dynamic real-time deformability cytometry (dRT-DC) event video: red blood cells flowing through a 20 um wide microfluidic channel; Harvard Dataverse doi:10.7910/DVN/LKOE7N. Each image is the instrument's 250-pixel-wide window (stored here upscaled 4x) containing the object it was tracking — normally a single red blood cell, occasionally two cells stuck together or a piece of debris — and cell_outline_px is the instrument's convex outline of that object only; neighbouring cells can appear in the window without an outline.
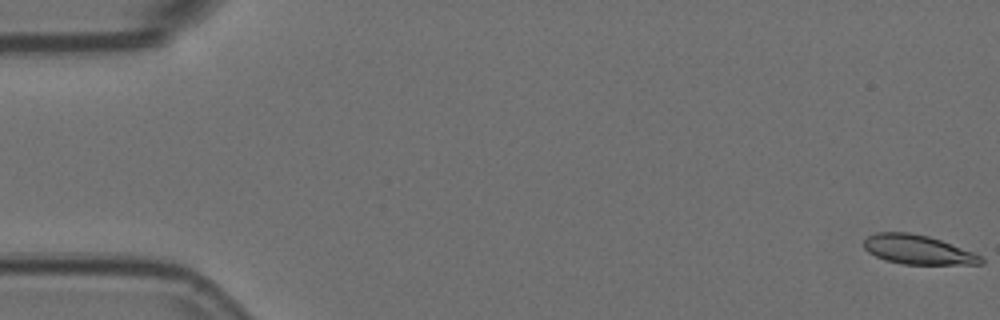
{"species": "Egyptian fruit bat (a non-hibernating species)", "species_latin": "Rousettus aegyptiacus", "temperature_condition": "room temperature", "stored_images_in_passage": 58, "segment_of_instrument_passage": [1, 2], "camera_frame_rate_fps": 3000, "um_per_image_px": 0.085, "animal": {"sex": "female"}, "frame": {"image": 1, "passage_image": 1, "time_ms": 0.0, "image_size_px": [1000, 320], "cell_outline_px": [[984, 264], [904, 264], [884, 260], [868, 252], [864, 248], [864, 240], [868, 236], [876, 232], [908, 232], [928, 236], [940, 240], [972, 252], [980, 256], [984, 260]], "centroid_in_image_um": [77.98, 21.22], "position_along_channel_um": 7.0, "area_um2": 19.77}}
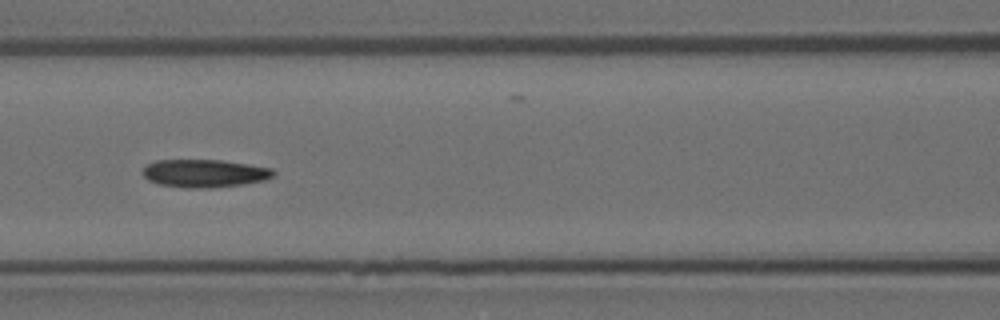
{"frame": {"image": 2, "passage_image": 25, "time_ms": 8.0, "image_size_px": [1000, 320], "cell_outline_px": [[276, 172], [272, 176], [264, 180], [244, 184], [212, 188], [188, 188], [160, 184], [148, 180], [144, 176], [144, 168], [148, 164], [156, 160], [220, 160], [248, 164], [272, 168]], "centroid_in_image_um": [17.41, 14.73], "position_along_channel_um": 149.2, "area_um2": 21.15}}
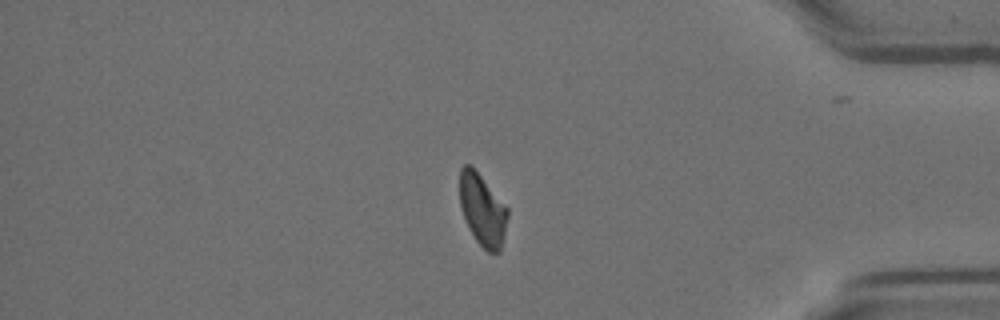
{"frame": {"image": 3, "passage_image": 48, "time_ms": 15.667, "image_size_px": [1000, 320], "cell_outline_px": [[508, 216], [504, 236], [500, 252], [488, 252], [476, 240], [468, 228], [460, 204], [460, 168], [464, 164], [468, 164], [480, 176], [508, 208]], "centroid_in_image_um": [41.01, 17.87], "position_along_channel_um": 394.2, "area_um2": 19.65}}